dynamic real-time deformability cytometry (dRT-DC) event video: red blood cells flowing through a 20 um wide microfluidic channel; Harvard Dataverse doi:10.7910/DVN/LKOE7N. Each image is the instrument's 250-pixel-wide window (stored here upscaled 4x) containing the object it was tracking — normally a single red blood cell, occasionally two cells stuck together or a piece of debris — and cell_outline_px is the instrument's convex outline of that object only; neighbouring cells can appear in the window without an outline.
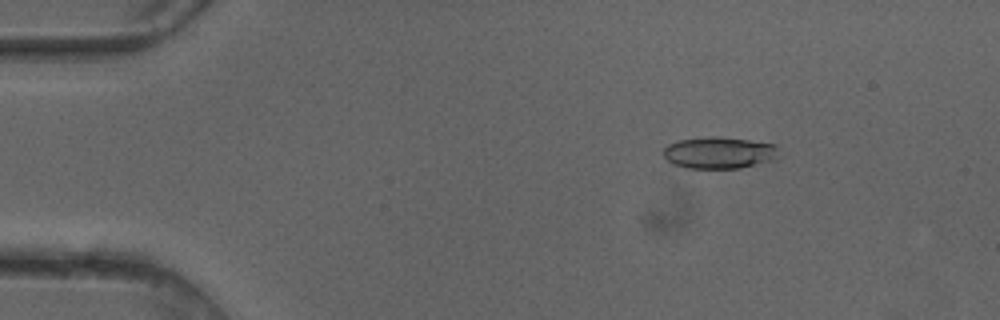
{"species": "common noctule bat (a hibernating species)", "species_latin": "Nyctalus noctula", "temperature_condition": "cold", "stored_images_in_passage": 51, "camera_frame_rate_fps": 3000, "um_per_image_px": 0.085, "animal": {"sex": "female"}, "frame": {"image": 1, "passage_image": 8, "time_ms": 2.333, "image_size_px": [1000, 320], "cell_outline_px": [[776, 148], [772, 160], [740, 168], [684, 168], [672, 164], [664, 156], [664, 148], [668, 144], [680, 140], [712, 136], [716, 136], [748, 140], [776, 144]], "centroid_in_image_um": [61.06, 12.98], "position_along_channel_um": 23.9, "area_um2": 20.98}}
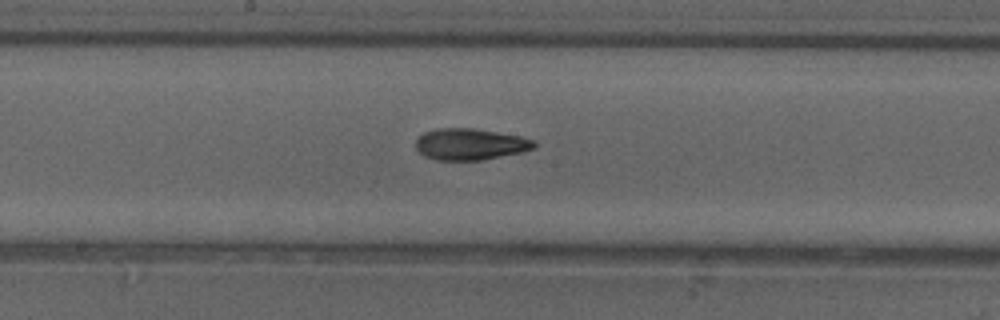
{"frame": {"image": 2, "passage_image": 27, "time_ms": 8.667, "image_size_px": [1000, 320], "cell_outline_px": [[536, 148], [524, 152], [480, 160], [436, 160], [424, 156], [416, 148], [416, 140], [424, 132], [436, 128], [472, 128], [520, 136], [536, 140]], "centroid_in_image_um": [39.99, 12.26], "position_along_channel_um": 208.2, "area_um2": 21.79}}
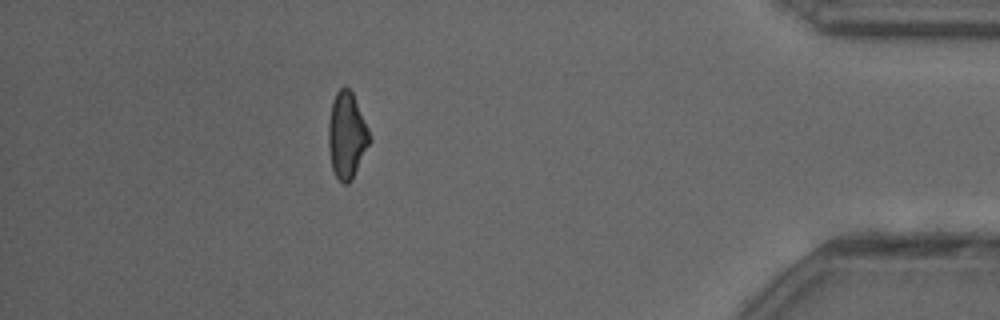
{"frame": {"image": 3, "passage_image": 45, "time_ms": 14.667, "image_size_px": [1000, 320], "cell_outline_px": [[372, 140], [352, 180], [348, 184], [344, 184], [336, 176], [332, 168], [328, 144], [328, 124], [332, 100], [336, 92], [344, 84], [352, 92], [372, 136]], "centroid_in_image_um": [29.49, 11.5], "position_along_channel_um": 405.7, "area_um2": 20.92}, "authors_computed_cell_mechanics": {"area_um2": 21.386, "velocity_mm_per_s": 4.1204, "shape_relaxation_time_tau1_ms": 5.7078, "shape_relaxation_time_tau2_ms": 2.8261, "deformation_change_tau1": 0.1634, "deformation_change_tau2": 0.1035}}